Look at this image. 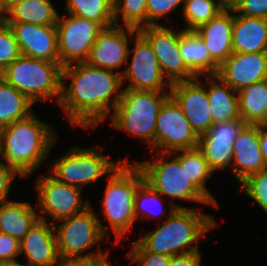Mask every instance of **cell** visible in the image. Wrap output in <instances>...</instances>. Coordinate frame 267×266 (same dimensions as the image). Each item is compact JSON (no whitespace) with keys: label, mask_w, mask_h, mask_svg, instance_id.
I'll return each instance as SVG.
<instances>
[{"label":"cell","mask_w":267,"mask_h":266,"mask_svg":"<svg viewBox=\"0 0 267 266\" xmlns=\"http://www.w3.org/2000/svg\"><path fill=\"white\" fill-rule=\"evenodd\" d=\"M29 266H53L58 258L54 225L38 219L20 241V255Z\"/></svg>","instance_id":"44dd1931"},{"label":"cell","mask_w":267,"mask_h":266,"mask_svg":"<svg viewBox=\"0 0 267 266\" xmlns=\"http://www.w3.org/2000/svg\"><path fill=\"white\" fill-rule=\"evenodd\" d=\"M113 3L115 24L137 30L147 26V0H113Z\"/></svg>","instance_id":"836d02e7"},{"label":"cell","mask_w":267,"mask_h":266,"mask_svg":"<svg viewBox=\"0 0 267 266\" xmlns=\"http://www.w3.org/2000/svg\"><path fill=\"white\" fill-rule=\"evenodd\" d=\"M17 176L23 178L15 169L0 161V204L9 200L11 185Z\"/></svg>","instance_id":"60d3db41"},{"label":"cell","mask_w":267,"mask_h":266,"mask_svg":"<svg viewBox=\"0 0 267 266\" xmlns=\"http://www.w3.org/2000/svg\"><path fill=\"white\" fill-rule=\"evenodd\" d=\"M36 208L41 220L54 224L57 221L79 214L91 206L89 199L82 200V189L62 183L50 174H42L35 183Z\"/></svg>","instance_id":"30bf717a"},{"label":"cell","mask_w":267,"mask_h":266,"mask_svg":"<svg viewBox=\"0 0 267 266\" xmlns=\"http://www.w3.org/2000/svg\"><path fill=\"white\" fill-rule=\"evenodd\" d=\"M137 32V29L117 24L103 28L85 62L93 67L112 70L122 75L119 68L127 64L129 43Z\"/></svg>","instance_id":"9a60e30c"},{"label":"cell","mask_w":267,"mask_h":266,"mask_svg":"<svg viewBox=\"0 0 267 266\" xmlns=\"http://www.w3.org/2000/svg\"><path fill=\"white\" fill-rule=\"evenodd\" d=\"M0 266H29L27 263L23 264L18 260L9 261V262H0Z\"/></svg>","instance_id":"7dc6e473"},{"label":"cell","mask_w":267,"mask_h":266,"mask_svg":"<svg viewBox=\"0 0 267 266\" xmlns=\"http://www.w3.org/2000/svg\"><path fill=\"white\" fill-rule=\"evenodd\" d=\"M169 92L123 88L119 103L110 115L109 126L145 141L150 151L155 152L157 114L170 97Z\"/></svg>","instance_id":"8992f818"},{"label":"cell","mask_w":267,"mask_h":266,"mask_svg":"<svg viewBox=\"0 0 267 266\" xmlns=\"http://www.w3.org/2000/svg\"><path fill=\"white\" fill-rule=\"evenodd\" d=\"M95 263V260H89L85 258L59 257L57 262L53 266H93Z\"/></svg>","instance_id":"7bdbcfd3"},{"label":"cell","mask_w":267,"mask_h":266,"mask_svg":"<svg viewBox=\"0 0 267 266\" xmlns=\"http://www.w3.org/2000/svg\"><path fill=\"white\" fill-rule=\"evenodd\" d=\"M218 7L222 11H232L235 12L239 7L241 0H214Z\"/></svg>","instance_id":"ee69618b"},{"label":"cell","mask_w":267,"mask_h":266,"mask_svg":"<svg viewBox=\"0 0 267 266\" xmlns=\"http://www.w3.org/2000/svg\"><path fill=\"white\" fill-rule=\"evenodd\" d=\"M34 103L0 77V125L6 127L32 114Z\"/></svg>","instance_id":"f546056e"},{"label":"cell","mask_w":267,"mask_h":266,"mask_svg":"<svg viewBox=\"0 0 267 266\" xmlns=\"http://www.w3.org/2000/svg\"><path fill=\"white\" fill-rule=\"evenodd\" d=\"M186 0H147V26H159V20L169 18L173 12H178L179 6L183 9ZM158 22V23H157Z\"/></svg>","instance_id":"8d00e7d4"},{"label":"cell","mask_w":267,"mask_h":266,"mask_svg":"<svg viewBox=\"0 0 267 266\" xmlns=\"http://www.w3.org/2000/svg\"><path fill=\"white\" fill-rule=\"evenodd\" d=\"M39 219L30 202L4 201L0 204V232L21 241Z\"/></svg>","instance_id":"484cf974"},{"label":"cell","mask_w":267,"mask_h":266,"mask_svg":"<svg viewBox=\"0 0 267 266\" xmlns=\"http://www.w3.org/2000/svg\"><path fill=\"white\" fill-rule=\"evenodd\" d=\"M52 0H19L7 9L6 22H24L33 25H56L59 12Z\"/></svg>","instance_id":"4316f807"},{"label":"cell","mask_w":267,"mask_h":266,"mask_svg":"<svg viewBox=\"0 0 267 266\" xmlns=\"http://www.w3.org/2000/svg\"><path fill=\"white\" fill-rule=\"evenodd\" d=\"M93 266H113L110 265L108 258L99 262H96Z\"/></svg>","instance_id":"f907efd6"},{"label":"cell","mask_w":267,"mask_h":266,"mask_svg":"<svg viewBox=\"0 0 267 266\" xmlns=\"http://www.w3.org/2000/svg\"><path fill=\"white\" fill-rule=\"evenodd\" d=\"M19 0H2V3L6 9H8L11 5Z\"/></svg>","instance_id":"681fc988"},{"label":"cell","mask_w":267,"mask_h":266,"mask_svg":"<svg viewBox=\"0 0 267 266\" xmlns=\"http://www.w3.org/2000/svg\"><path fill=\"white\" fill-rule=\"evenodd\" d=\"M199 136L177 103L169 97L156 119L155 152L172 153L198 147Z\"/></svg>","instance_id":"4fadbf2b"},{"label":"cell","mask_w":267,"mask_h":266,"mask_svg":"<svg viewBox=\"0 0 267 266\" xmlns=\"http://www.w3.org/2000/svg\"><path fill=\"white\" fill-rule=\"evenodd\" d=\"M158 223L151 232H143L137 241L149 252L165 255H179L201 252L200 240L208 231L220 226V223L193 206L189 209H176L167 220Z\"/></svg>","instance_id":"3957f363"},{"label":"cell","mask_w":267,"mask_h":266,"mask_svg":"<svg viewBox=\"0 0 267 266\" xmlns=\"http://www.w3.org/2000/svg\"><path fill=\"white\" fill-rule=\"evenodd\" d=\"M259 127L267 129V112H266V115H265L264 119L259 124Z\"/></svg>","instance_id":"816d5d0a"},{"label":"cell","mask_w":267,"mask_h":266,"mask_svg":"<svg viewBox=\"0 0 267 266\" xmlns=\"http://www.w3.org/2000/svg\"><path fill=\"white\" fill-rule=\"evenodd\" d=\"M21 55L12 28L5 22L0 24V72Z\"/></svg>","instance_id":"d590c367"},{"label":"cell","mask_w":267,"mask_h":266,"mask_svg":"<svg viewBox=\"0 0 267 266\" xmlns=\"http://www.w3.org/2000/svg\"><path fill=\"white\" fill-rule=\"evenodd\" d=\"M202 252H191L171 256L169 266H202Z\"/></svg>","instance_id":"b9f144b4"},{"label":"cell","mask_w":267,"mask_h":266,"mask_svg":"<svg viewBox=\"0 0 267 266\" xmlns=\"http://www.w3.org/2000/svg\"><path fill=\"white\" fill-rule=\"evenodd\" d=\"M122 90L120 73L93 67L86 62L73 63L62 68L58 106L68 117L71 127L90 130L112 114Z\"/></svg>","instance_id":"6da1fadb"},{"label":"cell","mask_w":267,"mask_h":266,"mask_svg":"<svg viewBox=\"0 0 267 266\" xmlns=\"http://www.w3.org/2000/svg\"><path fill=\"white\" fill-rule=\"evenodd\" d=\"M246 125L242 118L216 123L199 136L198 148L202 151L210 169L215 173L231 170L233 161V143Z\"/></svg>","instance_id":"e0dca14e"},{"label":"cell","mask_w":267,"mask_h":266,"mask_svg":"<svg viewBox=\"0 0 267 266\" xmlns=\"http://www.w3.org/2000/svg\"><path fill=\"white\" fill-rule=\"evenodd\" d=\"M62 68L60 62H49L20 55L2 72L8 84L25 95L34 104L61 98Z\"/></svg>","instance_id":"52a82bcc"},{"label":"cell","mask_w":267,"mask_h":266,"mask_svg":"<svg viewBox=\"0 0 267 266\" xmlns=\"http://www.w3.org/2000/svg\"><path fill=\"white\" fill-rule=\"evenodd\" d=\"M204 77L213 124L240 118L237 91L217 75Z\"/></svg>","instance_id":"cb8c5ba5"},{"label":"cell","mask_w":267,"mask_h":266,"mask_svg":"<svg viewBox=\"0 0 267 266\" xmlns=\"http://www.w3.org/2000/svg\"><path fill=\"white\" fill-rule=\"evenodd\" d=\"M165 198L148 183L143 181L137 188L134 198V214L136 223L137 219L159 220L161 222L163 216L169 217L177 208L170 207L166 209ZM167 211V212H166ZM168 215V216H167Z\"/></svg>","instance_id":"4dcf8cb0"},{"label":"cell","mask_w":267,"mask_h":266,"mask_svg":"<svg viewBox=\"0 0 267 266\" xmlns=\"http://www.w3.org/2000/svg\"><path fill=\"white\" fill-rule=\"evenodd\" d=\"M266 167L259 144V125L246 124L233 143L231 172L234 179L240 184Z\"/></svg>","instance_id":"ffe728a7"},{"label":"cell","mask_w":267,"mask_h":266,"mask_svg":"<svg viewBox=\"0 0 267 266\" xmlns=\"http://www.w3.org/2000/svg\"><path fill=\"white\" fill-rule=\"evenodd\" d=\"M20 255V241L0 232V262L15 261Z\"/></svg>","instance_id":"f35d334b"},{"label":"cell","mask_w":267,"mask_h":266,"mask_svg":"<svg viewBox=\"0 0 267 266\" xmlns=\"http://www.w3.org/2000/svg\"><path fill=\"white\" fill-rule=\"evenodd\" d=\"M106 179L108 182L101 202L103 210L95 213L104 214L108 225H103L100 219L101 231L106 237L112 236L110 234L113 232L117 246L123 237L128 238V233L132 232L135 225L134 198L144 177L135 162L122 161Z\"/></svg>","instance_id":"277c9868"},{"label":"cell","mask_w":267,"mask_h":266,"mask_svg":"<svg viewBox=\"0 0 267 266\" xmlns=\"http://www.w3.org/2000/svg\"><path fill=\"white\" fill-rule=\"evenodd\" d=\"M154 152L151 159L135 162L142 171L144 181L154 190L158 191L169 207L189 209V206L177 204L176 201L195 202L217 208L190 180L186 173L185 165L171 153ZM172 156V157H171ZM177 199V200H174ZM176 202V203H175Z\"/></svg>","instance_id":"5b68a950"},{"label":"cell","mask_w":267,"mask_h":266,"mask_svg":"<svg viewBox=\"0 0 267 266\" xmlns=\"http://www.w3.org/2000/svg\"><path fill=\"white\" fill-rule=\"evenodd\" d=\"M103 152L97 145L88 148L75 145L54 159L48 170L56 180L83 190L85 185L108 177L122 161H129L127 157L112 161Z\"/></svg>","instance_id":"9c48e42d"},{"label":"cell","mask_w":267,"mask_h":266,"mask_svg":"<svg viewBox=\"0 0 267 266\" xmlns=\"http://www.w3.org/2000/svg\"><path fill=\"white\" fill-rule=\"evenodd\" d=\"M7 9L4 7L2 0H0V24L6 22Z\"/></svg>","instance_id":"bcb514c9"},{"label":"cell","mask_w":267,"mask_h":266,"mask_svg":"<svg viewBox=\"0 0 267 266\" xmlns=\"http://www.w3.org/2000/svg\"><path fill=\"white\" fill-rule=\"evenodd\" d=\"M232 49L238 53L267 52V20L234 13Z\"/></svg>","instance_id":"603a6c76"},{"label":"cell","mask_w":267,"mask_h":266,"mask_svg":"<svg viewBox=\"0 0 267 266\" xmlns=\"http://www.w3.org/2000/svg\"><path fill=\"white\" fill-rule=\"evenodd\" d=\"M183 21V30L195 31L201 25L208 23L222 10L214 0H186L183 9H180Z\"/></svg>","instance_id":"d6a6232c"},{"label":"cell","mask_w":267,"mask_h":266,"mask_svg":"<svg viewBox=\"0 0 267 266\" xmlns=\"http://www.w3.org/2000/svg\"><path fill=\"white\" fill-rule=\"evenodd\" d=\"M99 216L92 206L83 212L54 223L59 257L85 258L96 262L107 259L110 251H103L99 242L106 237L99 225ZM91 251L90 249L97 245ZM90 250V251H88Z\"/></svg>","instance_id":"ba28073f"},{"label":"cell","mask_w":267,"mask_h":266,"mask_svg":"<svg viewBox=\"0 0 267 266\" xmlns=\"http://www.w3.org/2000/svg\"><path fill=\"white\" fill-rule=\"evenodd\" d=\"M13 30L21 55L60 62L56 25L42 26L24 22H6Z\"/></svg>","instance_id":"ac0fdd59"},{"label":"cell","mask_w":267,"mask_h":266,"mask_svg":"<svg viewBox=\"0 0 267 266\" xmlns=\"http://www.w3.org/2000/svg\"><path fill=\"white\" fill-rule=\"evenodd\" d=\"M126 68L122 70V85L126 89L170 91L172 84L164 76L148 40L138 31L132 38ZM132 55V57H130ZM127 82V83H125Z\"/></svg>","instance_id":"8fae6325"},{"label":"cell","mask_w":267,"mask_h":266,"mask_svg":"<svg viewBox=\"0 0 267 266\" xmlns=\"http://www.w3.org/2000/svg\"><path fill=\"white\" fill-rule=\"evenodd\" d=\"M63 8L66 13L97 22L103 28L115 24L113 0H65Z\"/></svg>","instance_id":"1f68e13d"},{"label":"cell","mask_w":267,"mask_h":266,"mask_svg":"<svg viewBox=\"0 0 267 266\" xmlns=\"http://www.w3.org/2000/svg\"><path fill=\"white\" fill-rule=\"evenodd\" d=\"M234 12L222 11L195 32L205 43L210 57L220 66L233 53L232 28Z\"/></svg>","instance_id":"7402d4cb"},{"label":"cell","mask_w":267,"mask_h":266,"mask_svg":"<svg viewBox=\"0 0 267 266\" xmlns=\"http://www.w3.org/2000/svg\"><path fill=\"white\" fill-rule=\"evenodd\" d=\"M138 31L151 44L159 66L171 84L196 78L184 63L179 51L178 40L182 29L174 30L172 27L157 25L145 26Z\"/></svg>","instance_id":"5bb4252c"},{"label":"cell","mask_w":267,"mask_h":266,"mask_svg":"<svg viewBox=\"0 0 267 266\" xmlns=\"http://www.w3.org/2000/svg\"><path fill=\"white\" fill-rule=\"evenodd\" d=\"M203 77L173 83L169 92L198 136L206 133L213 125Z\"/></svg>","instance_id":"2e32d148"},{"label":"cell","mask_w":267,"mask_h":266,"mask_svg":"<svg viewBox=\"0 0 267 266\" xmlns=\"http://www.w3.org/2000/svg\"><path fill=\"white\" fill-rule=\"evenodd\" d=\"M239 115L246 124L259 125L267 112V79L239 91Z\"/></svg>","instance_id":"83f0119b"},{"label":"cell","mask_w":267,"mask_h":266,"mask_svg":"<svg viewBox=\"0 0 267 266\" xmlns=\"http://www.w3.org/2000/svg\"><path fill=\"white\" fill-rule=\"evenodd\" d=\"M57 139L50 123L33 112L5 127L1 162L28 178L47 160Z\"/></svg>","instance_id":"7a4b0ae2"},{"label":"cell","mask_w":267,"mask_h":266,"mask_svg":"<svg viewBox=\"0 0 267 266\" xmlns=\"http://www.w3.org/2000/svg\"><path fill=\"white\" fill-rule=\"evenodd\" d=\"M58 32V55L60 64L85 62L99 32L103 27L92 20L65 13L59 14L56 24Z\"/></svg>","instance_id":"7c38bea8"},{"label":"cell","mask_w":267,"mask_h":266,"mask_svg":"<svg viewBox=\"0 0 267 266\" xmlns=\"http://www.w3.org/2000/svg\"><path fill=\"white\" fill-rule=\"evenodd\" d=\"M248 17L267 18V0H241L234 12Z\"/></svg>","instance_id":"ab89813d"},{"label":"cell","mask_w":267,"mask_h":266,"mask_svg":"<svg viewBox=\"0 0 267 266\" xmlns=\"http://www.w3.org/2000/svg\"><path fill=\"white\" fill-rule=\"evenodd\" d=\"M232 89H240L267 79V52H233L216 74Z\"/></svg>","instance_id":"d6986e66"},{"label":"cell","mask_w":267,"mask_h":266,"mask_svg":"<svg viewBox=\"0 0 267 266\" xmlns=\"http://www.w3.org/2000/svg\"><path fill=\"white\" fill-rule=\"evenodd\" d=\"M127 258L137 266H169L170 255L147 251L137 240L133 241Z\"/></svg>","instance_id":"74e56055"},{"label":"cell","mask_w":267,"mask_h":266,"mask_svg":"<svg viewBox=\"0 0 267 266\" xmlns=\"http://www.w3.org/2000/svg\"><path fill=\"white\" fill-rule=\"evenodd\" d=\"M239 186L241 194L253 200L267 215V167L248 176Z\"/></svg>","instance_id":"e575fe53"},{"label":"cell","mask_w":267,"mask_h":266,"mask_svg":"<svg viewBox=\"0 0 267 266\" xmlns=\"http://www.w3.org/2000/svg\"><path fill=\"white\" fill-rule=\"evenodd\" d=\"M181 163L185 165L186 173L194 185L218 208L219 203L206 186L207 180L215 174L209 167L202 151L196 147L193 149L178 150L172 152Z\"/></svg>","instance_id":"f1b7e54d"},{"label":"cell","mask_w":267,"mask_h":266,"mask_svg":"<svg viewBox=\"0 0 267 266\" xmlns=\"http://www.w3.org/2000/svg\"><path fill=\"white\" fill-rule=\"evenodd\" d=\"M178 47L184 63L196 77L217 74L219 65L210 57L205 43L195 31L182 29Z\"/></svg>","instance_id":"d4e9b609"},{"label":"cell","mask_w":267,"mask_h":266,"mask_svg":"<svg viewBox=\"0 0 267 266\" xmlns=\"http://www.w3.org/2000/svg\"><path fill=\"white\" fill-rule=\"evenodd\" d=\"M259 144L263 159L267 164V129L259 127Z\"/></svg>","instance_id":"f6af8a7d"},{"label":"cell","mask_w":267,"mask_h":266,"mask_svg":"<svg viewBox=\"0 0 267 266\" xmlns=\"http://www.w3.org/2000/svg\"><path fill=\"white\" fill-rule=\"evenodd\" d=\"M4 130H5V127L0 125V161H1V156L3 153Z\"/></svg>","instance_id":"c3c4849f"}]
</instances>
